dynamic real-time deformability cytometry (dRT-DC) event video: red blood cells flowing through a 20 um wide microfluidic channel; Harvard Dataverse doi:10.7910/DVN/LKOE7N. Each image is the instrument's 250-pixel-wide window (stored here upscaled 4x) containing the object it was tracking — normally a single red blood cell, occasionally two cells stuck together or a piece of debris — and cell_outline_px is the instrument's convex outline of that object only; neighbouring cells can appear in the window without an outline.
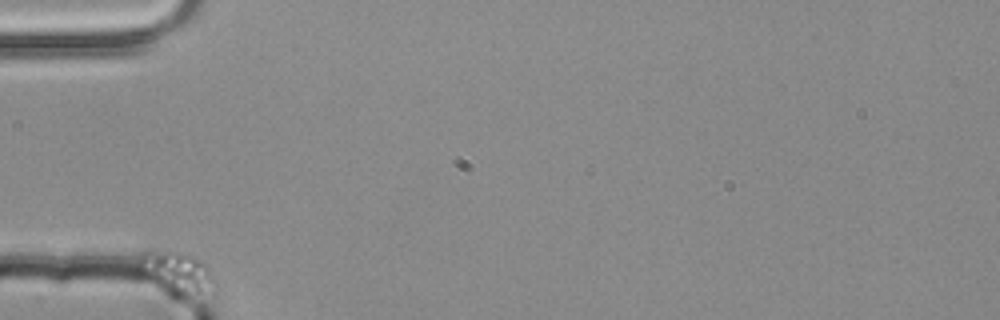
{"species": "common noctule bat (a hibernating species)", "species_latin": "Nyctalus noctula", "temperature_condition": "room temperature", "stored_images_in_passage": 52, "camera_frame_rate_fps": 3000, "um_per_image_px": 0.085, "animal": {"sex": "male", "body_mass_g": 20.4}, "frame": {"image": 1, "passage_image": 1, "time_ms": 0.0, "image_size_px": [1000, 320], "cell_outline_px": [[216, 280], [184, 296], [176, 296], [136, 268], [136, 260], [140, 252], [144, 248], [176, 248], [192, 252], [204, 260], [208, 264]], "centroid_in_image_um": [14.88, 22.91], "position_along_channel_um": 70.1, "area_um2": 18.84}}
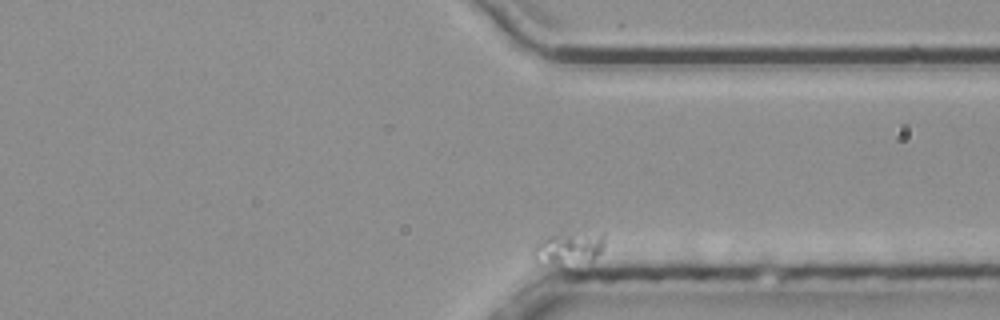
{"frame": {"image": 2, "passage_image": 52, "time_ms": 17.0, "image_size_px": [1000, 320], "cell_outline_px": [[604, 248], [592, 260], [564, 268], [560, 268], [536, 264], [532, 260], [532, 248], [540, 240], [548, 236], [564, 232], [604, 232]], "centroid_in_image_um": [48.28, 21.16], "position_along_channel_um": 363.1, "area_um2": 14.91}}